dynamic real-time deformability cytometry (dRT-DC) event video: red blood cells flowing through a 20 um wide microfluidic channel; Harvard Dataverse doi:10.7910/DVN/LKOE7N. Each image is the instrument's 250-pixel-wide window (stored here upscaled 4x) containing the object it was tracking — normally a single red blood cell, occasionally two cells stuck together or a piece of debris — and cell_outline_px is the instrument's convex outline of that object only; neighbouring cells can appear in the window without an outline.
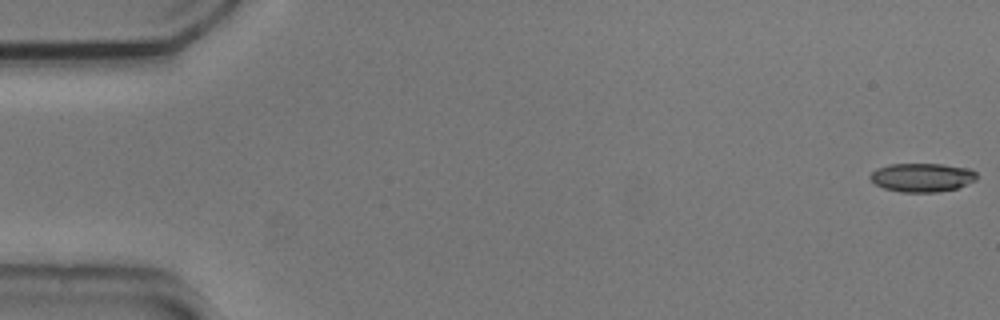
{"species": "common noctule bat (a hibernating species)", "species_latin": "Nyctalus noctula", "temperature_condition": "cold", "stored_images_in_passage": 10, "camera_frame_rate_fps": 3000, "um_per_image_px": 0.085, "animal": {"sex": "male", "body_mass_g": 20.5, "forearm_length_mm": 52.5}, "frame": {"image": 1, "passage_image": 1, "time_ms": 0.0, "image_size_px": [1000, 320], "cell_outline_px": [[976, 180], [956, 188], [936, 192], [900, 192], [884, 188], [876, 184], [868, 176], [876, 168], [888, 164], [944, 164], [972, 168], [976, 172]], "centroid_in_image_um": [78.38, 15.07], "position_along_channel_um": 6.6, "area_um2": 17.92}}